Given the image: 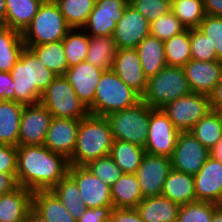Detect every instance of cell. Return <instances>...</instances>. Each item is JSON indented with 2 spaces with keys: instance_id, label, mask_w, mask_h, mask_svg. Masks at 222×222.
<instances>
[{
  "instance_id": "cell-1",
  "label": "cell",
  "mask_w": 222,
  "mask_h": 222,
  "mask_svg": "<svg viewBox=\"0 0 222 222\" xmlns=\"http://www.w3.org/2000/svg\"><path fill=\"white\" fill-rule=\"evenodd\" d=\"M69 160L44 145L17 146L18 186L32 192L51 190L68 174Z\"/></svg>"
},
{
  "instance_id": "cell-15",
  "label": "cell",
  "mask_w": 222,
  "mask_h": 222,
  "mask_svg": "<svg viewBox=\"0 0 222 222\" xmlns=\"http://www.w3.org/2000/svg\"><path fill=\"white\" fill-rule=\"evenodd\" d=\"M53 116L41 103L24 106L18 146L43 145Z\"/></svg>"
},
{
  "instance_id": "cell-49",
  "label": "cell",
  "mask_w": 222,
  "mask_h": 222,
  "mask_svg": "<svg viewBox=\"0 0 222 222\" xmlns=\"http://www.w3.org/2000/svg\"><path fill=\"white\" fill-rule=\"evenodd\" d=\"M0 100L15 101V90L12 88L10 72L0 71Z\"/></svg>"
},
{
  "instance_id": "cell-30",
  "label": "cell",
  "mask_w": 222,
  "mask_h": 222,
  "mask_svg": "<svg viewBox=\"0 0 222 222\" xmlns=\"http://www.w3.org/2000/svg\"><path fill=\"white\" fill-rule=\"evenodd\" d=\"M117 50L112 36H89V47L85 61L104 71L111 70Z\"/></svg>"
},
{
  "instance_id": "cell-42",
  "label": "cell",
  "mask_w": 222,
  "mask_h": 222,
  "mask_svg": "<svg viewBox=\"0 0 222 222\" xmlns=\"http://www.w3.org/2000/svg\"><path fill=\"white\" fill-rule=\"evenodd\" d=\"M186 27L179 21L172 11L160 16L150 23V35L165 41L174 35L182 33Z\"/></svg>"
},
{
  "instance_id": "cell-28",
  "label": "cell",
  "mask_w": 222,
  "mask_h": 222,
  "mask_svg": "<svg viewBox=\"0 0 222 222\" xmlns=\"http://www.w3.org/2000/svg\"><path fill=\"white\" fill-rule=\"evenodd\" d=\"M110 190L113 208H136L144 199L135 174H122Z\"/></svg>"
},
{
  "instance_id": "cell-3",
  "label": "cell",
  "mask_w": 222,
  "mask_h": 222,
  "mask_svg": "<svg viewBox=\"0 0 222 222\" xmlns=\"http://www.w3.org/2000/svg\"><path fill=\"white\" fill-rule=\"evenodd\" d=\"M113 140L107 118L88 114L80 119L76 146L68 159L69 164L85 166L92 160L108 156Z\"/></svg>"
},
{
  "instance_id": "cell-34",
  "label": "cell",
  "mask_w": 222,
  "mask_h": 222,
  "mask_svg": "<svg viewBox=\"0 0 222 222\" xmlns=\"http://www.w3.org/2000/svg\"><path fill=\"white\" fill-rule=\"evenodd\" d=\"M51 191L57 196L73 218L78 221L86 207L80 197V191L76 182L67 174Z\"/></svg>"
},
{
  "instance_id": "cell-43",
  "label": "cell",
  "mask_w": 222,
  "mask_h": 222,
  "mask_svg": "<svg viewBox=\"0 0 222 222\" xmlns=\"http://www.w3.org/2000/svg\"><path fill=\"white\" fill-rule=\"evenodd\" d=\"M190 51L191 59L197 61L217 60L216 51L198 28L190 29Z\"/></svg>"
},
{
  "instance_id": "cell-11",
  "label": "cell",
  "mask_w": 222,
  "mask_h": 222,
  "mask_svg": "<svg viewBox=\"0 0 222 222\" xmlns=\"http://www.w3.org/2000/svg\"><path fill=\"white\" fill-rule=\"evenodd\" d=\"M210 156V151L190 132H179L171 156L172 169L181 173L196 175Z\"/></svg>"
},
{
  "instance_id": "cell-41",
  "label": "cell",
  "mask_w": 222,
  "mask_h": 222,
  "mask_svg": "<svg viewBox=\"0 0 222 222\" xmlns=\"http://www.w3.org/2000/svg\"><path fill=\"white\" fill-rule=\"evenodd\" d=\"M85 167L109 187L123 174L110 155L92 160Z\"/></svg>"
},
{
  "instance_id": "cell-23",
  "label": "cell",
  "mask_w": 222,
  "mask_h": 222,
  "mask_svg": "<svg viewBox=\"0 0 222 222\" xmlns=\"http://www.w3.org/2000/svg\"><path fill=\"white\" fill-rule=\"evenodd\" d=\"M179 205L160 195L145 197L136 210L144 222L177 221Z\"/></svg>"
},
{
  "instance_id": "cell-8",
  "label": "cell",
  "mask_w": 222,
  "mask_h": 222,
  "mask_svg": "<svg viewBox=\"0 0 222 222\" xmlns=\"http://www.w3.org/2000/svg\"><path fill=\"white\" fill-rule=\"evenodd\" d=\"M40 102L54 118L83 119L89 114L64 75H57Z\"/></svg>"
},
{
  "instance_id": "cell-39",
  "label": "cell",
  "mask_w": 222,
  "mask_h": 222,
  "mask_svg": "<svg viewBox=\"0 0 222 222\" xmlns=\"http://www.w3.org/2000/svg\"><path fill=\"white\" fill-rule=\"evenodd\" d=\"M171 11L186 29L198 28L206 15L203 0H172Z\"/></svg>"
},
{
  "instance_id": "cell-50",
  "label": "cell",
  "mask_w": 222,
  "mask_h": 222,
  "mask_svg": "<svg viewBox=\"0 0 222 222\" xmlns=\"http://www.w3.org/2000/svg\"><path fill=\"white\" fill-rule=\"evenodd\" d=\"M17 187L16 175L0 172V195L12 192Z\"/></svg>"
},
{
  "instance_id": "cell-53",
  "label": "cell",
  "mask_w": 222,
  "mask_h": 222,
  "mask_svg": "<svg viewBox=\"0 0 222 222\" xmlns=\"http://www.w3.org/2000/svg\"><path fill=\"white\" fill-rule=\"evenodd\" d=\"M210 156L219 160L222 163V137L218 143L210 150Z\"/></svg>"
},
{
  "instance_id": "cell-27",
  "label": "cell",
  "mask_w": 222,
  "mask_h": 222,
  "mask_svg": "<svg viewBox=\"0 0 222 222\" xmlns=\"http://www.w3.org/2000/svg\"><path fill=\"white\" fill-rule=\"evenodd\" d=\"M47 222H76L51 190L33 192V207Z\"/></svg>"
},
{
  "instance_id": "cell-54",
  "label": "cell",
  "mask_w": 222,
  "mask_h": 222,
  "mask_svg": "<svg viewBox=\"0 0 222 222\" xmlns=\"http://www.w3.org/2000/svg\"><path fill=\"white\" fill-rule=\"evenodd\" d=\"M26 222H47V221L32 208L27 214Z\"/></svg>"
},
{
  "instance_id": "cell-33",
  "label": "cell",
  "mask_w": 222,
  "mask_h": 222,
  "mask_svg": "<svg viewBox=\"0 0 222 222\" xmlns=\"http://www.w3.org/2000/svg\"><path fill=\"white\" fill-rule=\"evenodd\" d=\"M25 47H28L37 59L55 74L64 75L69 69L62 40L42 45H25Z\"/></svg>"
},
{
  "instance_id": "cell-6",
  "label": "cell",
  "mask_w": 222,
  "mask_h": 222,
  "mask_svg": "<svg viewBox=\"0 0 222 222\" xmlns=\"http://www.w3.org/2000/svg\"><path fill=\"white\" fill-rule=\"evenodd\" d=\"M191 92L183 67L165 66L147 80L142 101L154 109H162Z\"/></svg>"
},
{
  "instance_id": "cell-45",
  "label": "cell",
  "mask_w": 222,
  "mask_h": 222,
  "mask_svg": "<svg viewBox=\"0 0 222 222\" xmlns=\"http://www.w3.org/2000/svg\"><path fill=\"white\" fill-rule=\"evenodd\" d=\"M150 23L171 11V0H128Z\"/></svg>"
},
{
  "instance_id": "cell-25",
  "label": "cell",
  "mask_w": 222,
  "mask_h": 222,
  "mask_svg": "<svg viewBox=\"0 0 222 222\" xmlns=\"http://www.w3.org/2000/svg\"><path fill=\"white\" fill-rule=\"evenodd\" d=\"M141 60L144 75L148 78L156 75L167 66L164 43L152 35L144 38L136 47Z\"/></svg>"
},
{
  "instance_id": "cell-48",
  "label": "cell",
  "mask_w": 222,
  "mask_h": 222,
  "mask_svg": "<svg viewBox=\"0 0 222 222\" xmlns=\"http://www.w3.org/2000/svg\"><path fill=\"white\" fill-rule=\"evenodd\" d=\"M110 218L113 222H144L135 208H113Z\"/></svg>"
},
{
  "instance_id": "cell-51",
  "label": "cell",
  "mask_w": 222,
  "mask_h": 222,
  "mask_svg": "<svg viewBox=\"0 0 222 222\" xmlns=\"http://www.w3.org/2000/svg\"><path fill=\"white\" fill-rule=\"evenodd\" d=\"M212 111L222 112V78L209 95Z\"/></svg>"
},
{
  "instance_id": "cell-21",
  "label": "cell",
  "mask_w": 222,
  "mask_h": 222,
  "mask_svg": "<svg viewBox=\"0 0 222 222\" xmlns=\"http://www.w3.org/2000/svg\"><path fill=\"white\" fill-rule=\"evenodd\" d=\"M112 70L127 86L141 96L145 93L148 79L144 75L136 48L118 49Z\"/></svg>"
},
{
  "instance_id": "cell-2",
  "label": "cell",
  "mask_w": 222,
  "mask_h": 222,
  "mask_svg": "<svg viewBox=\"0 0 222 222\" xmlns=\"http://www.w3.org/2000/svg\"><path fill=\"white\" fill-rule=\"evenodd\" d=\"M10 74L15 102L24 106L39 103L43 92L57 77L28 47H24Z\"/></svg>"
},
{
  "instance_id": "cell-36",
  "label": "cell",
  "mask_w": 222,
  "mask_h": 222,
  "mask_svg": "<svg viewBox=\"0 0 222 222\" xmlns=\"http://www.w3.org/2000/svg\"><path fill=\"white\" fill-rule=\"evenodd\" d=\"M68 68L86 60L89 35L84 29L71 28L62 39Z\"/></svg>"
},
{
  "instance_id": "cell-35",
  "label": "cell",
  "mask_w": 222,
  "mask_h": 222,
  "mask_svg": "<svg viewBox=\"0 0 222 222\" xmlns=\"http://www.w3.org/2000/svg\"><path fill=\"white\" fill-rule=\"evenodd\" d=\"M190 132L210 151L222 137V112L211 111L201 118Z\"/></svg>"
},
{
  "instance_id": "cell-12",
  "label": "cell",
  "mask_w": 222,
  "mask_h": 222,
  "mask_svg": "<svg viewBox=\"0 0 222 222\" xmlns=\"http://www.w3.org/2000/svg\"><path fill=\"white\" fill-rule=\"evenodd\" d=\"M171 170L170 158L145 153L135 173L143 197L160 196Z\"/></svg>"
},
{
  "instance_id": "cell-9",
  "label": "cell",
  "mask_w": 222,
  "mask_h": 222,
  "mask_svg": "<svg viewBox=\"0 0 222 222\" xmlns=\"http://www.w3.org/2000/svg\"><path fill=\"white\" fill-rule=\"evenodd\" d=\"M162 110L179 132H187L201 118L207 116L212 111V107L208 95L190 92L171 101Z\"/></svg>"
},
{
  "instance_id": "cell-19",
  "label": "cell",
  "mask_w": 222,
  "mask_h": 222,
  "mask_svg": "<svg viewBox=\"0 0 222 222\" xmlns=\"http://www.w3.org/2000/svg\"><path fill=\"white\" fill-rule=\"evenodd\" d=\"M103 72L104 70L84 61L69 68L64 74L79 100L87 109L93 105L96 87Z\"/></svg>"
},
{
  "instance_id": "cell-4",
  "label": "cell",
  "mask_w": 222,
  "mask_h": 222,
  "mask_svg": "<svg viewBox=\"0 0 222 222\" xmlns=\"http://www.w3.org/2000/svg\"><path fill=\"white\" fill-rule=\"evenodd\" d=\"M142 101V96L127 86L111 69L104 71L96 87L89 114L106 117L108 114L131 108Z\"/></svg>"
},
{
  "instance_id": "cell-57",
  "label": "cell",
  "mask_w": 222,
  "mask_h": 222,
  "mask_svg": "<svg viewBox=\"0 0 222 222\" xmlns=\"http://www.w3.org/2000/svg\"><path fill=\"white\" fill-rule=\"evenodd\" d=\"M2 27H4V23H3L2 20H0V29H1Z\"/></svg>"
},
{
  "instance_id": "cell-20",
  "label": "cell",
  "mask_w": 222,
  "mask_h": 222,
  "mask_svg": "<svg viewBox=\"0 0 222 222\" xmlns=\"http://www.w3.org/2000/svg\"><path fill=\"white\" fill-rule=\"evenodd\" d=\"M191 92L210 95L222 78V62L191 59L184 67Z\"/></svg>"
},
{
  "instance_id": "cell-22",
  "label": "cell",
  "mask_w": 222,
  "mask_h": 222,
  "mask_svg": "<svg viewBox=\"0 0 222 222\" xmlns=\"http://www.w3.org/2000/svg\"><path fill=\"white\" fill-rule=\"evenodd\" d=\"M33 207V192L18 186L0 195V222H19L26 219Z\"/></svg>"
},
{
  "instance_id": "cell-14",
  "label": "cell",
  "mask_w": 222,
  "mask_h": 222,
  "mask_svg": "<svg viewBox=\"0 0 222 222\" xmlns=\"http://www.w3.org/2000/svg\"><path fill=\"white\" fill-rule=\"evenodd\" d=\"M68 175L76 182L86 208L113 206L110 187L85 166L70 165Z\"/></svg>"
},
{
  "instance_id": "cell-40",
  "label": "cell",
  "mask_w": 222,
  "mask_h": 222,
  "mask_svg": "<svg viewBox=\"0 0 222 222\" xmlns=\"http://www.w3.org/2000/svg\"><path fill=\"white\" fill-rule=\"evenodd\" d=\"M218 206L215 203L202 201L181 205L177 220L179 222H211L214 210Z\"/></svg>"
},
{
  "instance_id": "cell-56",
  "label": "cell",
  "mask_w": 222,
  "mask_h": 222,
  "mask_svg": "<svg viewBox=\"0 0 222 222\" xmlns=\"http://www.w3.org/2000/svg\"><path fill=\"white\" fill-rule=\"evenodd\" d=\"M6 0H0V20L3 21L5 26V17H6Z\"/></svg>"
},
{
  "instance_id": "cell-47",
  "label": "cell",
  "mask_w": 222,
  "mask_h": 222,
  "mask_svg": "<svg viewBox=\"0 0 222 222\" xmlns=\"http://www.w3.org/2000/svg\"><path fill=\"white\" fill-rule=\"evenodd\" d=\"M113 206L85 208L83 215L76 222H103L110 217Z\"/></svg>"
},
{
  "instance_id": "cell-44",
  "label": "cell",
  "mask_w": 222,
  "mask_h": 222,
  "mask_svg": "<svg viewBox=\"0 0 222 222\" xmlns=\"http://www.w3.org/2000/svg\"><path fill=\"white\" fill-rule=\"evenodd\" d=\"M198 29L208 37L216 51L217 60L222 62V17L206 14Z\"/></svg>"
},
{
  "instance_id": "cell-31",
  "label": "cell",
  "mask_w": 222,
  "mask_h": 222,
  "mask_svg": "<svg viewBox=\"0 0 222 222\" xmlns=\"http://www.w3.org/2000/svg\"><path fill=\"white\" fill-rule=\"evenodd\" d=\"M146 151L144 147L122 140H113L110 156L123 174H135Z\"/></svg>"
},
{
  "instance_id": "cell-24",
  "label": "cell",
  "mask_w": 222,
  "mask_h": 222,
  "mask_svg": "<svg viewBox=\"0 0 222 222\" xmlns=\"http://www.w3.org/2000/svg\"><path fill=\"white\" fill-rule=\"evenodd\" d=\"M161 195L179 206L195 202L194 176L172 169L164 182Z\"/></svg>"
},
{
  "instance_id": "cell-26",
  "label": "cell",
  "mask_w": 222,
  "mask_h": 222,
  "mask_svg": "<svg viewBox=\"0 0 222 222\" xmlns=\"http://www.w3.org/2000/svg\"><path fill=\"white\" fill-rule=\"evenodd\" d=\"M24 105L0 100V143L18 146L20 120Z\"/></svg>"
},
{
  "instance_id": "cell-16",
  "label": "cell",
  "mask_w": 222,
  "mask_h": 222,
  "mask_svg": "<svg viewBox=\"0 0 222 222\" xmlns=\"http://www.w3.org/2000/svg\"><path fill=\"white\" fill-rule=\"evenodd\" d=\"M149 35L150 22L128 4L112 35L117 48H136Z\"/></svg>"
},
{
  "instance_id": "cell-18",
  "label": "cell",
  "mask_w": 222,
  "mask_h": 222,
  "mask_svg": "<svg viewBox=\"0 0 222 222\" xmlns=\"http://www.w3.org/2000/svg\"><path fill=\"white\" fill-rule=\"evenodd\" d=\"M80 119L52 118L44 146L69 159L75 149Z\"/></svg>"
},
{
  "instance_id": "cell-17",
  "label": "cell",
  "mask_w": 222,
  "mask_h": 222,
  "mask_svg": "<svg viewBox=\"0 0 222 222\" xmlns=\"http://www.w3.org/2000/svg\"><path fill=\"white\" fill-rule=\"evenodd\" d=\"M196 201L222 205V163L212 156L194 175Z\"/></svg>"
},
{
  "instance_id": "cell-58",
  "label": "cell",
  "mask_w": 222,
  "mask_h": 222,
  "mask_svg": "<svg viewBox=\"0 0 222 222\" xmlns=\"http://www.w3.org/2000/svg\"><path fill=\"white\" fill-rule=\"evenodd\" d=\"M103 222H113L112 219L109 217L107 220L103 221Z\"/></svg>"
},
{
  "instance_id": "cell-29",
  "label": "cell",
  "mask_w": 222,
  "mask_h": 222,
  "mask_svg": "<svg viewBox=\"0 0 222 222\" xmlns=\"http://www.w3.org/2000/svg\"><path fill=\"white\" fill-rule=\"evenodd\" d=\"M44 0H6L5 26L22 33Z\"/></svg>"
},
{
  "instance_id": "cell-5",
  "label": "cell",
  "mask_w": 222,
  "mask_h": 222,
  "mask_svg": "<svg viewBox=\"0 0 222 222\" xmlns=\"http://www.w3.org/2000/svg\"><path fill=\"white\" fill-rule=\"evenodd\" d=\"M70 29L57 3L44 0L21 36L25 45H42L61 41Z\"/></svg>"
},
{
  "instance_id": "cell-32",
  "label": "cell",
  "mask_w": 222,
  "mask_h": 222,
  "mask_svg": "<svg viewBox=\"0 0 222 222\" xmlns=\"http://www.w3.org/2000/svg\"><path fill=\"white\" fill-rule=\"evenodd\" d=\"M25 44L21 33L10 27L0 29V71L10 72L19 60Z\"/></svg>"
},
{
  "instance_id": "cell-46",
  "label": "cell",
  "mask_w": 222,
  "mask_h": 222,
  "mask_svg": "<svg viewBox=\"0 0 222 222\" xmlns=\"http://www.w3.org/2000/svg\"><path fill=\"white\" fill-rule=\"evenodd\" d=\"M0 172L16 175L17 147L0 143Z\"/></svg>"
},
{
  "instance_id": "cell-13",
  "label": "cell",
  "mask_w": 222,
  "mask_h": 222,
  "mask_svg": "<svg viewBox=\"0 0 222 222\" xmlns=\"http://www.w3.org/2000/svg\"><path fill=\"white\" fill-rule=\"evenodd\" d=\"M128 0H96L84 30L89 36H112Z\"/></svg>"
},
{
  "instance_id": "cell-55",
  "label": "cell",
  "mask_w": 222,
  "mask_h": 222,
  "mask_svg": "<svg viewBox=\"0 0 222 222\" xmlns=\"http://www.w3.org/2000/svg\"><path fill=\"white\" fill-rule=\"evenodd\" d=\"M211 222H222V205H219L214 210Z\"/></svg>"
},
{
  "instance_id": "cell-38",
  "label": "cell",
  "mask_w": 222,
  "mask_h": 222,
  "mask_svg": "<svg viewBox=\"0 0 222 222\" xmlns=\"http://www.w3.org/2000/svg\"><path fill=\"white\" fill-rule=\"evenodd\" d=\"M70 28L83 29L96 0H54Z\"/></svg>"
},
{
  "instance_id": "cell-52",
  "label": "cell",
  "mask_w": 222,
  "mask_h": 222,
  "mask_svg": "<svg viewBox=\"0 0 222 222\" xmlns=\"http://www.w3.org/2000/svg\"><path fill=\"white\" fill-rule=\"evenodd\" d=\"M207 15L222 17V0H203Z\"/></svg>"
},
{
  "instance_id": "cell-10",
  "label": "cell",
  "mask_w": 222,
  "mask_h": 222,
  "mask_svg": "<svg viewBox=\"0 0 222 222\" xmlns=\"http://www.w3.org/2000/svg\"><path fill=\"white\" fill-rule=\"evenodd\" d=\"M179 131L162 109L150 107L146 153L171 158Z\"/></svg>"
},
{
  "instance_id": "cell-37",
  "label": "cell",
  "mask_w": 222,
  "mask_h": 222,
  "mask_svg": "<svg viewBox=\"0 0 222 222\" xmlns=\"http://www.w3.org/2000/svg\"><path fill=\"white\" fill-rule=\"evenodd\" d=\"M167 66L184 67L191 60L190 29L163 41Z\"/></svg>"
},
{
  "instance_id": "cell-7",
  "label": "cell",
  "mask_w": 222,
  "mask_h": 222,
  "mask_svg": "<svg viewBox=\"0 0 222 222\" xmlns=\"http://www.w3.org/2000/svg\"><path fill=\"white\" fill-rule=\"evenodd\" d=\"M106 118L114 140L145 147L150 119V106L145 102L141 101L131 108L110 113Z\"/></svg>"
}]
</instances>
